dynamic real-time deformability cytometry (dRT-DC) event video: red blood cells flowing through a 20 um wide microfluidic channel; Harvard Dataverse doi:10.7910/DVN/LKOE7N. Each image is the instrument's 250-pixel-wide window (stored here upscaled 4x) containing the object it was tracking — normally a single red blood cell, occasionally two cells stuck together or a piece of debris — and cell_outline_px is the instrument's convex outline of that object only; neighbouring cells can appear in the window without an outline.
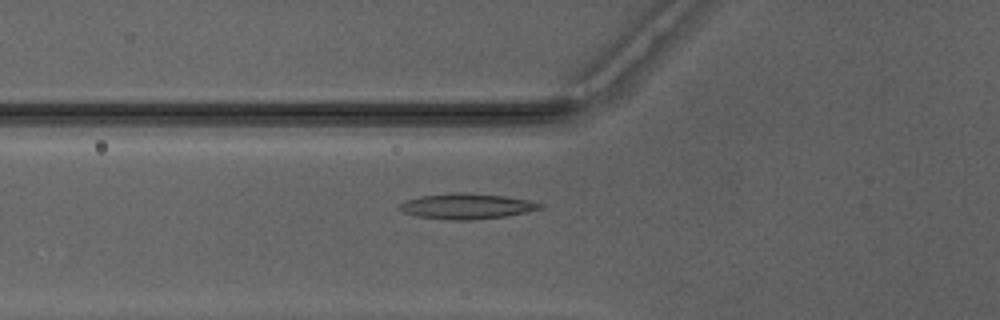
{"species": "Egyptian fruit bat (a non-hibernating species)", "species_latin": "Rousettus aegyptiacus", "temperature_condition": "warm", "stored_images_in_passage": 44, "camera_frame_rate_fps": 3000, "um_per_image_px": 0.085, "animal": {"sex": "male"}, "frame": {"image": 1, "passage_image": 13, "time_ms": 4.0, "image_size_px": [1000, 320], "cell_outline_px": [[544, 208], [504, 216], [472, 220], [448, 220], [416, 216], [404, 212], [396, 208], [396, 204], [404, 200], [420, 196], [452, 192], [464, 192], [504, 196], [528, 200], [544, 204]], "centroid_in_image_um": [39.59, 17.52], "position_along_channel_um": 86.2, "area_um2": 21.1}}
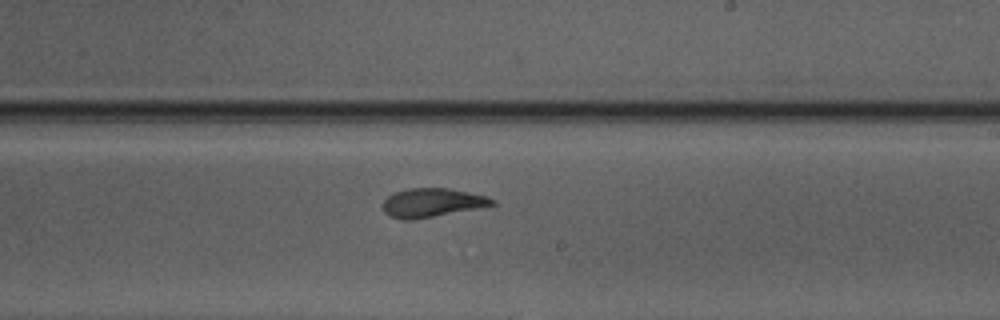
{"frame": {"image": 2, "passage_image": 25, "time_ms": 8.0, "image_size_px": [1000, 320], "cell_outline_px": [[496, 204], [476, 208], [412, 220], [404, 220], [388, 216], [384, 212], [384, 200], [392, 192], [408, 188], [448, 188], [468, 192], [484, 196], [496, 200]], "centroid_in_image_um": [36.67, 17.22], "position_along_channel_um": 252.3, "area_um2": 18.15}}
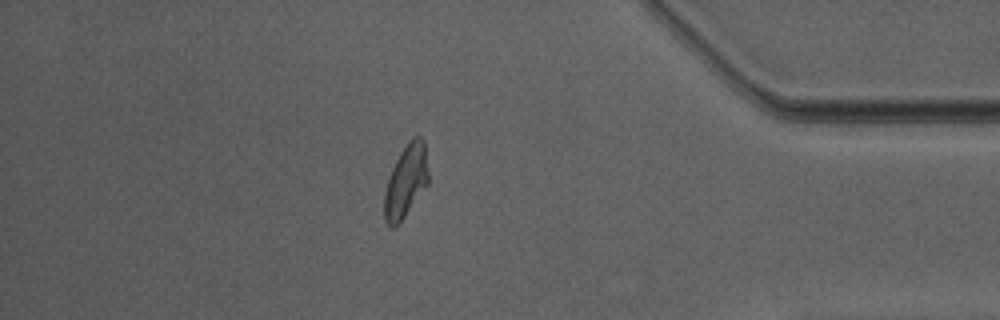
{"frame": {"image": 3, "passage_image": 38, "time_ms": 12.333, "image_size_px": [1000, 320], "cell_outline_px": [[428, 184], [404, 216], [392, 228], [384, 220], [384, 192], [392, 168], [400, 152], [408, 140], [412, 136], [420, 136], [424, 140], [428, 172]], "centroid_in_image_um": [34.5, 15.35], "position_along_channel_um": 400.7, "area_um2": 18.44}, "authors_computed_cell_mechanics": {"area_um2": 18.8428, "velocity_mm_per_s": 4.1541, "shape_relaxation_time_tau1_ms": 9.7202, "shape_relaxation_time_tau2_ms": 1.8284, "deformation_change_tau1": 0.276, "deformation_change_tau2": 0.0876}}